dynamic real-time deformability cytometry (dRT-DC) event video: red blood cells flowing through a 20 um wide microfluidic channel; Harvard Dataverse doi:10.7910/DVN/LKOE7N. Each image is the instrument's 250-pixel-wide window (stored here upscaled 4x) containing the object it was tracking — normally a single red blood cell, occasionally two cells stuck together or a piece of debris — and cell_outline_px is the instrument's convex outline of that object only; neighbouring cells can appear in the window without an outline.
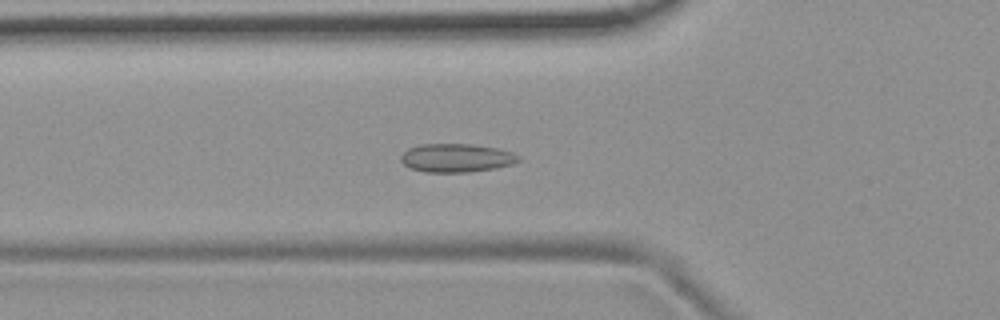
{"species": "common noctule bat (a hibernating species)", "species_latin": "Nyctalus noctula", "temperature_condition": "room temperature", "stored_images_in_passage": 53, "camera_frame_rate_fps": 3000, "um_per_image_px": 0.085, "animal": {"sex": "female", "body_mass_g": 19.9}, "frame": {"image": 1, "passage_image": 18, "time_ms": 5.667, "image_size_px": [1000, 320], "cell_outline_px": [[520, 160], [512, 164], [496, 168], [468, 172], [424, 172], [412, 168], [404, 164], [400, 160], [400, 156], [408, 148], [420, 144], [472, 144], [496, 148], [512, 152], [520, 156]], "centroid_in_image_um": [38.79, 13.42], "position_along_channel_um": 87.0, "area_um2": 19.54}}
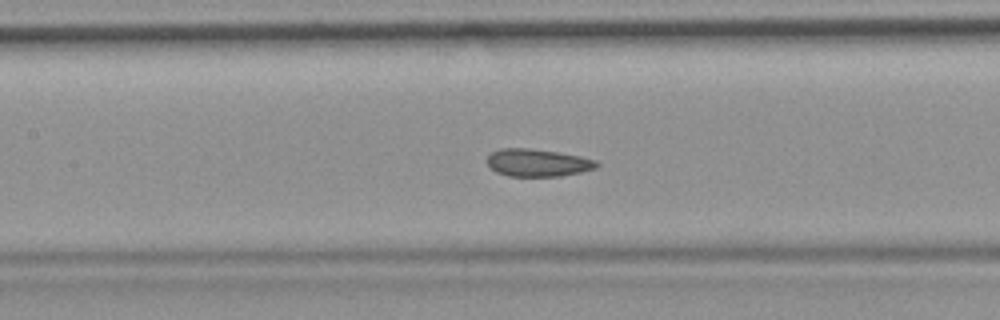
{"frame": {"image": 2, "passage_image": 24, "time_ms": 7.667, "image_size_px": [1000, 320], "cell_outline_px": [[600, 164], [596, 168], [580, 172], [560, 176], [508, 176], [496, 172], [488, 164], [488, 156], [492, 152], [500, 148], [528, 148], [560, 152], [580, 156], [596, 160]], "centroid_in_image_um": [45.72, 13.82], "position_along_channel_um": 161.7, "area_um2": 17.57}}
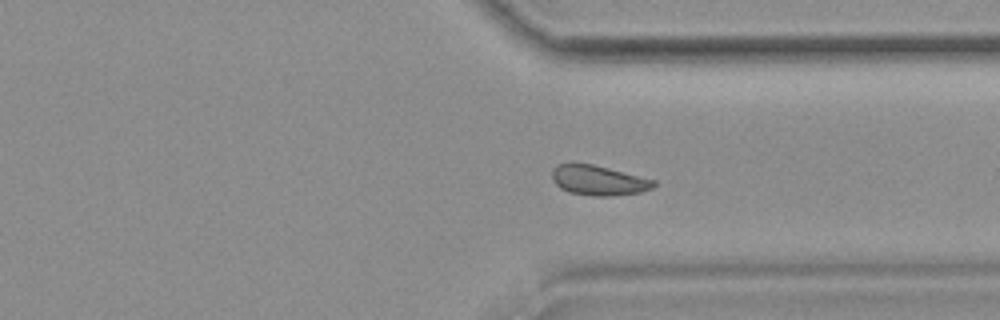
{"frame": {"image": 3, "passage_image": 40, "time_ms": 13.0, "image_size_px": [1000, 320], "cell_outline_px": [[656, 184], [652, 188], [640, 192], [612, 196], [592, 196], [568, 192], [560, 188], [552, 180], [552, 168], [556, 164], [568, 160], [572, 160], [592, 164], [656, 180]], "centroid_in_image_um": [50.79, 15.29], "position_along_channel_um": 360.6, "area_um2": 18.26}, "authors_computed_cell_mechanics": {"area_um2": 18.6116, "velocity_mm_per_s": 3.7228, "shape_relaxation_time_tau1_ms": null, "shape_relaxation_time_tau2_ms": 1.7144, "deformation_change_tau1": null, "deformation_change_tau2": 0.0665}}